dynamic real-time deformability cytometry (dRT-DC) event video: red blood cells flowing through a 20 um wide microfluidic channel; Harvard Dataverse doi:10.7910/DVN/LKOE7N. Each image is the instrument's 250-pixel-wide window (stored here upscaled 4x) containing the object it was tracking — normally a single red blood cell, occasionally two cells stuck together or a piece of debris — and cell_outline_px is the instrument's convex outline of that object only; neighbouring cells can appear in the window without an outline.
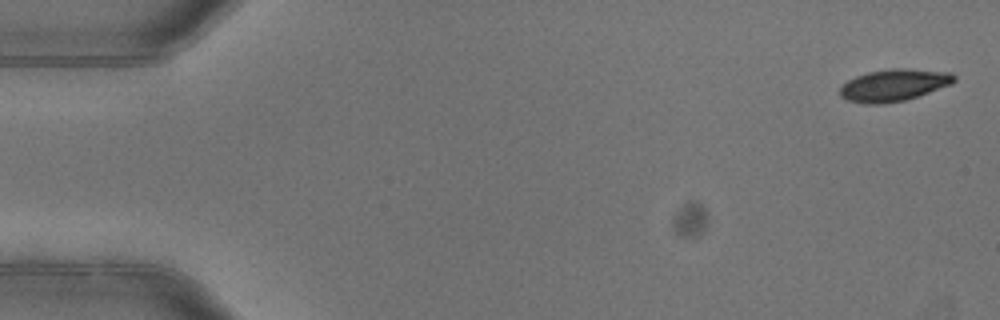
{"species": "common noctule bat (a hibernating species)", "species_latin": "Nyctalus noctula", "temperature_condition": "warm", "stored_images_in_passage": 5, "camera_frame_rate_fps": 3000, "um_per_image_px": 0.085, "animal": {"sex": "female"}, "frame": {"image": 1, "passage_image": 1, "time_ms": 0.0, "image_size_px": [1000, 320], "cell_outline_px": [[956, 80], [952, 84], [904, 100], [884, 104], [864, 104], [848, 100], [840, 96], [840, 88], [848, 80], [856, 76], [868, 72], [892, 68], [904, 68], [952, 72], [956, 76]], "centroid_in_image_um": [75.99, 7.23], "position_along_channel_um": 9.0, "area_um2": 21.27}}